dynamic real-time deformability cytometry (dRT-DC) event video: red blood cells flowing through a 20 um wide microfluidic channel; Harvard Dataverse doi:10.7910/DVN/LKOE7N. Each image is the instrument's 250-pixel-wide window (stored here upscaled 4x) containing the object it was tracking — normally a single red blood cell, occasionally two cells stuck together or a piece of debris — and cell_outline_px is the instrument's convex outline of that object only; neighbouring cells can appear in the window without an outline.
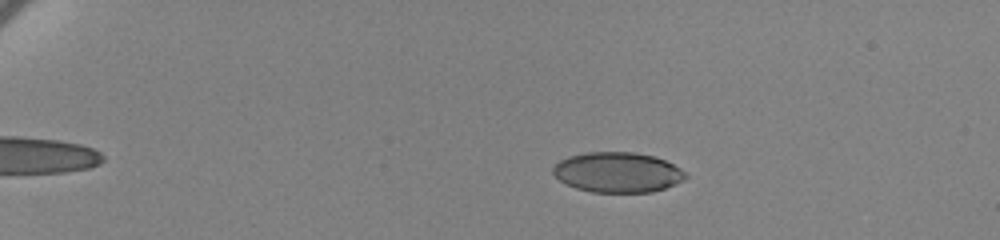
{"species": "human", "species_latin": "Homo sapiens", "temperature_condition": "cold", "stored_images_in_passage": 62, "camera_frame_rate_fps": 3000, "um_per_image_px": 0.085, "donor": {"sex": "female"}, "frame": {"image": 1, "passage_image": 14, "time_ms": 4.333, "image_size_px": [1000, 240], "cell_outline_px": [[688, 176], [664, 188], [652, 192], [592, 192], [576, 188], [564, 184], [552, 172], [552, 168], [560, 160], [568, 156], [588, 152], [632, 152], [652, 156], [664, 160], [680, 168]], "centroid_in_image_um": [52.44, 14.64], "position_along_channel_um": 32.6, "area_um2": 30.75}}
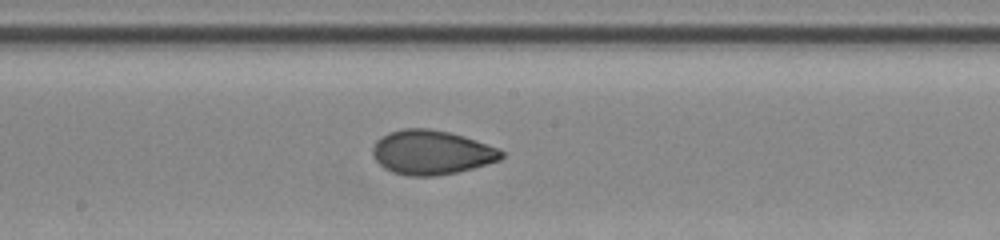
{"frame": {"image": 2, "passage_image": 38, "time_ms": 12.333, "image_size_px": [1000, 240], "cell_outline_px": [[504, 156], [500, 160], [488, 164], [456, 172], [436, 176], [408, 176], [392, 172], [384, 168], [376, 160], [372, 152], [372, 148], [376, 140], [380, 136], [388, 132], [404, 128], [428, 128], [448, 132], [464, 136], [500, 148], [504, 152]], "centroid_in_image_um": [36.68, 12.95], "position_along_channel_um": 211.5, "area_um2": 33.47}}
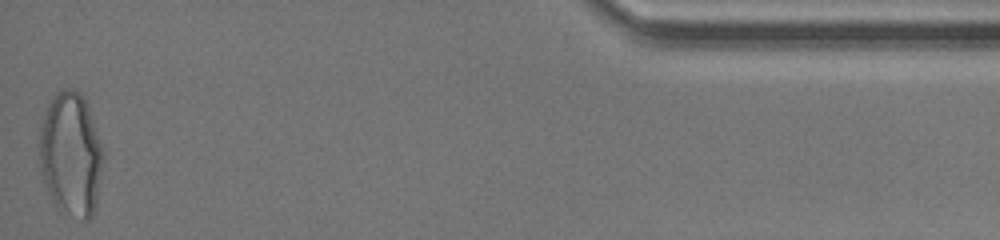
{"frame": {"image": 3, "passage_image": 62, "time_ms": 20.333, "image_size_px": [1000, 240], "cell_outline_px": [[104, 152], [96, 204], [92, 216], [88, 220], [84, 220], [60, 212], [56, 208], [48, 192], [40, 168], [40, 120], [48, 104], [56, 92], [64, 88], [72, 88], [80, 92], [88, 108]], "centroid_in_image_um": [6.01, 13.13], "position_along_channel_um": 429.2, "area_um2": 46.07}, "authors_computed_cell_mechanics": {"area_um2": 32.1657, "velocity_mm_per_s": 3.4664, "shape_relaxation_time_tau1_ms": 5.7816, "shape_relaxation_time_tau2_ms": 1.159, "deformation_change_tau1": 0.1457, "deformation_change_tau2": 0.047}}